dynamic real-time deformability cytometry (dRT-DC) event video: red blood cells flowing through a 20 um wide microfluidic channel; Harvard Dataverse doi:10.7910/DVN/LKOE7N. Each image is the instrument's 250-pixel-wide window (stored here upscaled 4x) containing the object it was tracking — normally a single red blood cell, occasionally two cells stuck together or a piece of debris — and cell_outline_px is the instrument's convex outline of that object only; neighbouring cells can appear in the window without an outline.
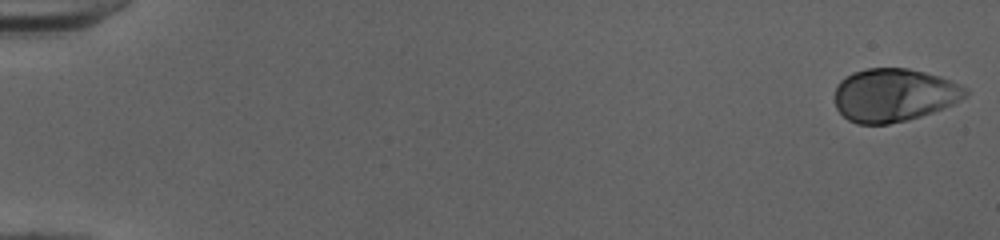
{"species": "human", "species_latin": "Homo sapiens", "temperature_condition": "cold", "stored_images_in_passage": 51, "camera_frame_rate_fps": 3000, "um_per_image_px": 0.085, "donor": {"sex": "female"}, "frame": {"image": 1, "passage_image": 1, "time_ms": 0.0, "image_size_px": [1000, 240], "cell_outline_px": [[968, 92], [960, 100], [944, 108], [908, 120], [888, 124], [856, 124], [848, 120], [836, 108], [836, 84], [844, 76], [852, 72], [868, 68], [908, 68], [940, 76], [960, 84], [968, 88]], "centroid_in_image_um": [75.97, 8.07], "position_along_channel_um": 9.0, "area_um2": 40.63}}
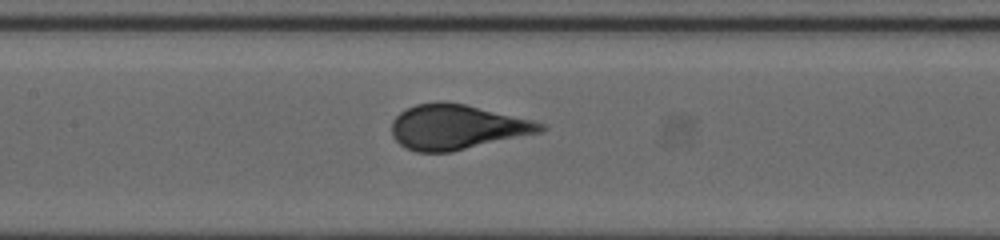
{"frame": {"image": 2, "passage_image": 26, "time_ms": 8.333, "image_size_px": [1000, 240], "cell_outline_px": [[548, 128], [544, 132], [452, 152], [416, 152], [404, 148], [392, 136], [392, 120], [400, 112], [416, 104], [436, 100], [440, 100], [464, 104], [532, 120], [544, 124]], "centroid_in_image_um": [38.84, 10.8], "position_along_channel_um": 168.6, "area_um2": 39.25}}
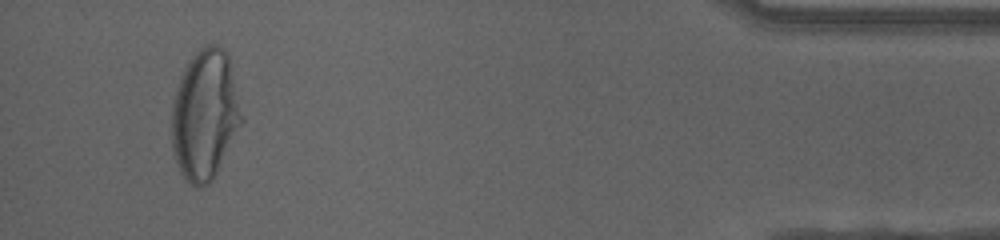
{"frame": {"image": 3, "passage_image": 49, "time_ms": 16.0, "image_size_px": [1000, 240], "cell_outline_px": [[244, 120], [212, 180], [208, 184], [200, 188], [196, 188], [180, 172], [176, 164], [172, 152], [172, 100], [180, 80], [192, 56], [204, 44], [216, 44], [224, 48], [228, 56], [244, 116]], "centroid_in_image_um": [17.43, 9.77], "position_along_channel_um": 417.8, "area_um2": 53.0}}